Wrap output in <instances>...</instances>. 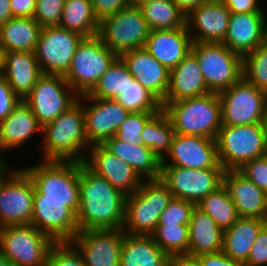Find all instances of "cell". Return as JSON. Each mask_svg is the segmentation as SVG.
<instances>
[{"mask_svg":"<svg viewBox=\"0 0 267 266\" xmlns=\"http://www.w3.org/2000/svg\"><path fill=\"white\" fill-rule=\"evenodd\" d=\"M78 230L122 229L126 196L80 162Z\"/></svg>","mask_w":267,"mask_h":266,"instance_id":"cell-1","label":"cell"},{"mask_svg":"<svg viewBox=\"0 0 267 266\" xmlns=\"http://www.w3.org/2000/svg\"><path fill=\"white\" fill-rule=\"evenodd\" d=\"M43 159L84 162L90 145L85 134L83 104L78 99L42 129ZM84 149V150H83ZM84 151V152H83Z\"/></svg>","mask_w":267,"mask_h":266,"instance_id":"cell-2","label":"cell"},{"mask_svg":"<svg viewBox=\"0 0 267 266\" xmlns=\"http://www.w3.org/2000/svg\"><path fill=\"white\" fill-rule=\"evenodd\" d=\"M162 105L176 134L216 140L222 127L221 102L216 92L180 101H165Z\"/></svg>","mask_w":267,"mask_h":266,"instance_id":"cell-3","label":"cell"},{"mask_svg":"<svg viewBox=\"0 0 267 266\" xmlns=\"http://www.w3.org/2000/svg\"><path fill=\"white\" fill-rule=\"evenodd\" d=\"M22 169L34 184L33 200H69V209L76 215L80 204V162L42 160Z\"/></svg>","mask_w":267,"mask_h":266,"instance_id":"cell-4","label":"cell"},{"mask_svg":"<svg viewBox=\"0 0 267 266\" xmlns=\"http://www.w3.org/2000/svg\"><path fill=\"white\" fill-rule=\"evenodd\" d=\"M172 198L161 179L143 180L137 191L126 196L122 230L130 235H151Z\"/></svg>","mask_w":267,"mask_h":266,"instance_id":"cell-5","label":"cell"},{"mask_svg":"<svg viewBox=\"0 0 267 266\" xmlns=\"http://www.w3.org/2000/svg\"><path fill=\"white\" fill-rule=\"evenodd\" d=\"M118 57L98 35L84 37L64 78L79 96L89 94Z\"/></svg>","mask_w":267,"mask_h":266,"instance_id":"cell-6","label":"cell"},{"mask_svg":"<svg viewBox=\"0 0 267 266\" xmlns=\"http://www.w3.org/2000/svg\"><path fill=\"white\" fill-rule=\"evenodd\" d=\"M216 143L219 162L225 171L238 170L244 163L261 158L267 152L262 123L222 125Z\"/></svg>","mask_w":267,"mask_h":266,"instance_id":"cell-7","label":"cell"},{"mask_svg":"<svg viewBox=\"0 0 267 266\" xmlns=\"http://www.w3.org/2000/svg\"><path fill=\"white\" fill-rule=\"evenodd\" d=\"M53 243L31 224L0 227V253L14 266H46Z\"/></svg>","mask_w":267,"mask_h":266,"instance_id":"cell-8","label":"cell"},{"mask_svg":"<svg viewBox=\"0 0 267 266\" xmlns=\"http://www.w3.org/2000/svg\"><path fill=\"white\" fill-rule=\"evenodd\" d=\"M150 29L138 5H129L99 22L98 36L118 56L143 48Z\"/></svg>","mask_w":267,"mask_h":266,"instance_id":"cell-9","label":"cell"},{"mask_svg":"<svg viewBox=\"0 0 267 266\" xmlns=\"http://www.w3.org/2000/svg\"><path fill=\"white\" fill-rule=\"evenodd\" d=\"M211 92L230 88L243 76L242 57L223 43L192 42L191 50Z\"/></svg>","mask_w":267,"mask_h":266,"instance_id":"cell-10","label":"cell"},{"mask_svg":"<svg viewBox=\"0 0 267 266\" xmlns=\"http://www.w3.org/2000/svg\"><path fill=\"white\" fill-rule=\"evenodd\" d=\"M221 102L222 125L262 123L267 93L243 76L230 88L217 93Z\"/></svg>","mask_w":267,"mask_h":266,"instance_id":"cell-11","label":"cell"},{"mask_svg":"<svg viewBox=\"0 0 267 266\" xmlns=\"http://www.w3.org/2000/svg\"><path fill=\"white\" fill-rule=\"evenodd\" d=\"M78 98L64 76L42 74L23 101L44 126L71 107Z\"/></svg>","mask_w":267,"mask_h":266,"instance_id":"cell-12","label":"cell"},{"mask_svg":"<svg viewBox=\"0 0 267 266\" xmlns=\"http://www.w3.org/2000/svg\"><path fill=\"white\" fill-rule=\"evenodd\" d=\"M83 38L60 26L41 28L34 54L42 74L64 76Z\"/></svg>","mask_w":267,"mask_h":266,"instance_id":"cell-13","label":"cell"},{"mask_svg":"<svg viewBox=\"0 0 267 266\" xmlns=\"http://www.w3.org/2000/svg\"><path fill=\"white\" fill-rule=\"evenodd\" d=\"M224 169H189L180 166H162L160 179L174 198L197 205L208 194L222 185Z\"/></svg>","mask_w":267,"mask_h":266,"instance_id":"cell-14","label":"cell"},{"mask_svg":"<svg viewBox=\"0 0 267 266\" xmlns=\"http://www.w3.org/2000/svg\"><path fill=\"white\" fill-rule=\"evenodd\" d=\"M34 194L28 174L14 169L0 187V227L31 224Z\"/></svg>","mask_w":267,"mask_h":266,"instance_id":"cell-15","label":"cell"},{"mask_svg":"<svg viewBox=\"0 0 267 266\" xmlns=\"http://www.w3.org/2000/svg\"><path fill=\"white\" fill-rule=\"evenodd\" d=\"M78 99L83 104L85 134L90 146L103 144L112 138L120 124L130 114L114 99H100L89 94L81 95Z\"/></svg>","mask_w":267,"mask_h":266,"instance_id":"cell-16","label":"cell"},{"mask_svg":"<svg viewBox=\"0 0 267 266\" xmlns=\"http://www.w3.org/2000/svg\"><path fill=\"white\" fill-rule=\"evenodd\" d=\"M162 166H180L195 170L224 169L219 162L216 140L176 133L170 151L162 160Z\"/></svg>","mask_w":267,"mask_h":266,"instance_id":"cell-17","label":"cell"},{"mask_svg":"<svg viewBox=\"0 0 267 266\" xmlns=\"http://www.w3.org/2000/svg\"><path fill=\"white\" fill-rule=\"evenodd\" d=\"M122 229L78 231L71 242L82 254L85 266H120Z\"/></svg>","mask_w":267,"mask_h":266,"instance_id":"cell-18","label":"cell"},{"mask_svg":"<svg viewBox=\"0 0 267 266\" xmlns=\"http://www.w3.org/2000/svg\"><path fill=\"white\" fill-rule=\"evenodd\" d=\"M31 225L54 242L71 241L79 231L69 200H33Z\"/></svg>","mask_w":267,"mask_h":266,"instance_id":"cell-19","label":"cell"},{"mask_svg":"<svg viewBox=\"0 0 267 266\" xmlns=\"http://www.w3.org/2000/svg\"><path fill=\"white\" fill-rule=\"evenodd\" d=\"M84 164L95 174L104 177L116 190L125 196L138 190L143 181L133 168L112 154L102 144L91 145Z\"/></svg>","mask_w":267,"mask_h":266,"instance_id":"cell-20","label":"cell"},{"mask_svg":"<svg viewBox=\"0 0 267 266\" xmlns=\"http://www.w3.org/2000/svg\"><path fill=\"white\" fill-rule=\"evenodd\" d=\"M231 12L222 0H208L186 16V26L192 42L222 43Z\"/></svg>","mask_w":267,"mask_h":266,"instance_id":"cell-21","label":"cell"},{"mask_svg":"<svg viewBox=\"0 0 267 266\" xmlns=\"http://www.w3.org/2000/svg\"><path fill=\"white\" fill-rule=\"evenodd\" d=\"M222 185L234 202L239 218L267 220V193L237 170L224 171Z\"/></svg>","mask_w":267,"mask_h":266,"instance_id":"cell-22","label":"cell"},{"mask_svg":"<svg viewBox=\"0 0 267 266\" xmlns=\"http://www.w3.org/2000/svg\"><path fill=\"white\" fill-rule=\"evenodd\" d=\"M119 57L126 64L133 78L163 104L169 87L170 71L144 48L129 50Z\"/></svg>","mask_w":267,"mask_h":266,"instance_id":"cell-23","label":"cell"},{"mask_svg":"<svg viewBox=\"0 0 267 266\" xmlns=\"http://www.w3.org/2000/svg\"><path fill=\"white\" fill-rule=\"evenodd\" d=\"M191 35L187 27L173 30H150L144 49L169 71L190 52Z\"/></svg>","mask_w":267,"mask_h":266,"instance_id":"cell-24","label":"cell"},{"mask_svg":"<svg viewBox=\"0 0 267 266\" xmlns=\"http://www.w3.org/2000/svg\"><path fill=\"white\" fill-rule=\"evenodd\" d=\"M265 12L231 14L223 44L242 58L256 49L262 41Z\"/></svg>","mask_w":267,"mask_h":266,"instance_id":"cell-25","label":"cell"},{"mask_svg":"<svg viewBox=\"0 0 267 266\" xmlns=\"http://www.w3.org/2000/svg\"><path fill=\"white\" fill-rule=\"evenodd\" d=\"M209 92L211 91L205 83L196 56L190 51L175 68L170 70L165 101H180Z\"/></svg>","mask_w":267,"mask_h":266,"instance_id":"cell-26","label":"cell"},{"mask_svg":"<svg viewBox=\"0 0 267 266\" xmlns=\"http://www.w3.org/2000/svg\"><path fill=\"white\" fill-rule=\"evenodd\" d=\"M42 129L32 110L21 100L11 114L0 122V152L21 147L37 132L42 134Z\"/></svg>","mask_w":267,"mask_h":266,"instance_id":"cell-27","label":"cell"},{"mask_svg":"<svg viewBox=\"0 0 267 266\" xmlns=\"http://www.w3.org/2000/svg\"><path fill=\"white\" fill-rule=\"evenodd\" d=\"M2 75L14 93L21 100H24L42 72L34 52L8 51L4 52Z\"/></svg>","mask_w":267,"mask_h":266,"instance_id":"cell-28","label":"cell"},{"mask_svg":"<svg viewBox=\"0 0 267 266\" xmlns=\"http://www.w3.org/2000/svg\"><path fill=\"white\" fill-rule=\"evenodd\" d=\"M102 145L130 165L142 180L160 179L162 161L143 144H128L113 136Z\"/></svg>","mask_w":267,"mask_h":266,"instance_id":"cell-29","label":"cell"},{"mask_svg":"<svg viewBox=\"0 0 267 266\" xmlns=\"http://www.w3.org/2000/svg\"><path fill=\"white\" fill-rule=\"evenodd\" d=\"M188 236L189 250L186 255L196 257L201 254L222 251L223 230L206 212L197 206L191 214Z\"/></svg>","mask_w":267,"mask_h":266,"instance_id":"cell-30","label":"cell"},{"mask_svg":"<svg viewBox=\"0 0 267 266\" xmlns=\"http://www.w3.org/2000/svg\"><path fill=\"white\" fill-rule=\"evenodd\" d=\"M170 256L151 235L125 233L120 251V266H169Z\"/></svg>","mask_w":267,"mask_h":266,"instance_id":"cell-31","label":"cell"},{"mask_svg":"<svg viewBox=\"0 0 267 266\" xmlns=\"http://www.w3.org/2000/svg\"><path fill=\"white\" fill-rule=\"evenodd\" d=\"M267 220L239 218L230 228L223 231L222 252L233 260L244 264L250 249Z\"/></svg>","mask_w":267,"mask_h":266,"instance_id":"cell-32","label":"cell"},{"mask_svg":"<svg viewBox=\"0 0 267 266\" xmlns=\"http://www.w3.org/2000/svg\"><path fill=\"white\" fill-rule=\"evenodd\" d=\"M40 24L33 17H13L0 25V48L3 52H34Z\"/></svg>","mask_w":267,"mask_h":266,"instance_id":"cell-33","label":"cell"},{"mask_svg":"<svg viewBox=\"0 0 267 266\" xmlns=\"http://www.w3.org/2000/svg\"><path fill=\"white\" fill-rule=\"evenodd\" d=\"M59 26L83 37L98 35L99 20L94 15L91 0H65Z\"/></svg>","mask_w":267,"mask_h":266,"instance_id":"cell-34","label":"cell"},{"mask_svg":"<svg viewBox=\"0 0 267 266\" xmlns=\"http://www.w3.org/2000/svg\"><path fill=\"white\" fill-rule=\"evenodd\" d=\"M150 30H173L186 26V15L173 0H146L138 5Z\"/></svg>","mask_w":267,"mask_h":266,"instance_id":"cell-35","label":"cell"},{"mask_svg":"<svg viewBox=\"0 0 267 266\" xmlns=\"http://www.w3.org/2000/svg\"><path fill=\"white\" fill-rule=\"evenodd\" d=\"M174 134L173 124L162 108L146 121L141 133L142 144L162 161L170 151Z\"/></svg>","mask_w":267,"mask_h":266,"instance_id":"cell-36","label":"cell"},{"mask_svg":"<svg viewBox=\"0 0 267 266\" xmlns=\"http://www.w3.org/2000/svg\"><path fill=\"white\" fill-rule=\"evenodd\" d=\"M196 206L206 212L223 231L239 219L236 206L223 185L208 194Z\"/></svg>","mask_w":267,"mask_h":266,"instance_id":"cell-37","label":"cell"},{"mask_svg":"<svg viewBox=\"0 0 267 266\" xmlns=\"http://www.w3.org/2000/svg\"><path fill=\"white\" fill-rule=\"evenodd\" d=\"M129 112H158L162 102L136 79L127 78V85L115 98Z\"/></svg>","mask_w":267,"mask_h":266,"instance_id":"cell-38","label":"cell"},{"mask_svg":"<svg viewBox=\"0 0 267 266\" xmlns=\"http://www.w3.org/2000/svg\"><path fill=\"white\" fill-rule=\"evenodd\" d=\"M189 224H157L151 237L169 256L187 254Z\"/></svg>","mask_w":267,"mask_h":266,"instance_id":"cell-39","label":"cell"},{"mask_svg":"<svg viewBox=\"0 0 267 266\" xmlns=\"http://www.w3.org/2000/svg\"><path fill=\"white\" fill-rule=\"evenodd\" d=\"M127 78H133L123 60L118 57L99 79L89 93L91 97L114 99L127 85Z\"/></svg>","mask_w":267,"mask_h":266,"instance_id":"cell-40","label":"cell"},{"mask_svg":"<svg viewBox=\"0 0 267 266\" xmlns=\"http://www.w3.org/2000/svg\"><path fill=\"white\" fill-rule=\"evenodd\" d=\"M243 77L267 93V47L260 44L242 58Z\"/></svg>","mask_w":267,"mask_h":266,"instance_id":"cell-41","label":"cell"},{"mask_svg":"<svg viewBox=\"0 0 267 266\" xmlns=\"http://www.w3.org/2000/svg\"><path fill=\"white\" fill-rule=\"evenodd\" d=\"M156 112H130L120 124L114 137L128 144H142V130L146 121Z\"/></svg>","mask_w":267,"mask_h":266,"instance_id":"cell-42","label":"cell"},{"mask_svg":"<svg viewBox=\"0 0 267 266\" xmlns=\"http://www.w3.org/2000/svg\"><path fill=\"white\" fill-rule=\"evenodd\" d=\"M46 266H85L82 254L71 241L54 242Z\"/></svg>","mask_w":267,"mask_h":266,"instance_id":"cell-43","label":"cell"},{"mask_svg":"<svg viewBox=\"0 0 267 266\" xmlns=\"http://www.w3.org/2000/svg\"><path fill=\"white\" fill-rule=\"evenodd\" d=\"M65 0H37L33 18L41 28L59 26Z\"/></svg>","mask_w":267,"mask_h":266,"instance_id":"cell-44","label":"cell"},{"mask_svg":"<svg viewBox=\"0 0 267 266\" xmlns=\"http://www.w3.org/2000/svg\"><path fill=\"white\" fill-rule=\"evenodd\" d=\"M195 206L187 200L173 197L161 213L158 224H189Z\"/></svg>","mask_w":267,"mask_h":266,"instance_id":"cell-45","label":"cell"},{"mask_svg":"<svg viewBox=\"0 0 267 266\" xmlns=\"http://www.w3.org/2000/svg\"><path fill=\"white\" fill-rule=\"evenodd\" d=\"M237 171L267 193V160L264 157L244 163Z\"/></svg>","mask_w":267,"mask_h":266,"instance_id":"cell-46","label":"cell"},{"mask_svg":"<svg viewBox=\"0 0 267 266\" xmlns=\"http://www.w3.org/2000/svg\"><path fill=\"white\" fill-rule=\"evenodd\" d=\"M267 265V223L261 228L243 266Z\"/></svg>","mask_w":267,"mask_h":266,"instance_id":"cell-47","label":"cell"},{"mask_svg":"<svg viewBox=\"0 0 267 266\" xmlns=\"http://www.w3.org/2000/svg\"><path fill=\"white\" fill-rule=\"evenodd\" d=\"M21 102L14 93L6 78L0 76V122L7 118L13 109Z\"/></svg>","mask_w":267,"mask_h":266,"instance_id":"cell-48","label":"cell"},{"mask_svg":"<svg viewBox=\"0 0 267 266\" xmlns=\"http://www.w3.org/2000/svg\"><path fill=\"white\" fill-rule=\"evenodd\" d=\"M91 2L94 15L99 22L131 5L129 0H91Z\"/></svg>","mask_w":267,"mask_h":266,"instance_id":"cell-49","label":"cell"},{"mask_svg":"<svg viewBox=\"0 0 267 266\" xmlns=\"http://www.w3.org/2000/svg\"><path fill=\"white\" fill-rule=\"evenodd\" d=\"M201 266H243L239 261L225 255L222 251L217 253L201 254L196 256Z\"/></svg>","mask_w":267,"mask_h":266,"instance_id":"cell-50","label":"cell"},{"mask_svg":"<svg viewBox=\"0 0 267 266\" xmlns=\"http://www.w3.org/2000/svg\"><path fill=\"white\" fill-rule=\"evenodd\" d=\"M231 14L234 13H250L264 12L265 9L259 6L260 0H222Z\"/></svg>","mask_w":267,"mask_h":266,"instance_id":"cell-51","label":"cell"},{"mask_svg":"<svg viewBox=\"0 0 267 266\" xmlns=\"http://www.w3.org/2000/svg\"><path fill=\"white\" fill-rule=\"evenodd\" d=\"M37 0H10L13 17H33Z\"/></svg>","mask_w":267,"mask_h":266,"instance_id":"cell-52","label":"cell"},{"mask_svg":"<svg viewBox=\"0 0 267 266\" xmlns=\"http://www.w3.org/2000/svg\"><path fill=\"white\" fill-rule=\"evenodd\" d=\"M169 266H201V264L197 257L183 254L170 256Z\"/></svg>","mask_w":267,"mask_h":266,"instance_id":"cell-53","label":"cell"},{"mask_svg":"<svg viewBox=\"0 0 267 266\" xmlns=\"http://www.w3.org/2000/svg\"><path fill=\"white\" fill-rule=\"evenodd\" d=\"M180 10L187 16L192 10L208 0H173Z\"/></svg>","mask_w":267,"mask_h":266,"instance_id":"cell-54","label":"cell"},{"mask_svg":"<svg viewBox=\"0 0 267 266\" xmlns=\"http://www.w3.org/2000/svg\"><path fill=\"white\" fill-rule=\"evenodd\" d=\"M13 18L10 0H0V25Z\"/></svg>","mask_w":267,"mask_h":266,"instance_id":"cell-55","label":"cell"},{"mask_svg":"<svg viewBox=\"0 0 267 266\" xmlns=\"http://www.w3.org/2000/svg\"><path fill=\"white\" fill-rule=\"evenodd\" d=\"M8 166L9 165L5 159L0 163V187L7 179V177L14 171L13 169H10L11 167Z\"/></svg>","mask_w":267,"mask_h":266,"instance_id":"cell-56","label":"cell"},{"mask_svg":"<svg viewBox=\"0 0 267 266\" xmlns=\"http://www.w3.org/2000/svg\"><path fill=\"white\" fill-rule=\"evenodd\" d=\"M266 17H267V15L264 17L263 25H262V41H261V44L267 47V18Z\"/></svg>","mask_w":267,"mask_h":266,"instance_id":"cell-57","label":"cell"},{"mask_svg":"<svg viewBox=\"0 0 267 266\" xmlns=\"http://www.w3.org/2000/svg\"><path fill=\"white\" fill-rule=\"evenodd\" d=\"M262 125H263V129H264V132H265V135L267 138V103H266V107H265V111H264Z\"/></svg>","mask_w":267,"mask_h":266,"instance_id":"cell-58","label":"cell"},{"mask_svg":"<svg viewBox=\"0 0 267 266\" xmlns=\"http://www.w3.org/2000/svg\"><path fill=\"white\" fill-rule=\"evenodd\" d=\"M0 266H14V265L0 253Z\"/></svg>","mask_w":267,"mask_h":266,"instance_id":"cell-59","label":"cell"},{"mask_svg":"<svg viewBox=\"0 0 267 266\" xmlns=\"http://www.w3.org/2000/svg\"><path fill=\"white\" fill-rule=\"evenodd\" d=\"M3 66H4V52L0 48V76L3 74Z\"/></svg>","mask_w":267,"mask_h":266,"instance_id":"cell-60","label":"cell"},{"mask_svg":"<svg viewBox=\"0 0 267 266\" xmlns=\"http://www.w3.org/2000/svg\"><path fill=\"white\" fill-rule=\"evenodd\" d=\"M143 1H146V0H129L131 5H139Z\"/></svg>","mask_w":267,"mask_h":266,"instance_id":"cell-61","label":"cell"},{"mask_svg":"<svg viewBox=\"0 0 267 266\" xmlns=\"http://www.w3.org/2000/svg\"><path fill=\"white\" fill-rule=\"evenodd\" d=\"M1 154V153H0ZM4 160V157H1L0 155V163Z\"/></svg>","mask_w":267,"mask_h":266,"instance_id":"cell-62","label":"cell"},{"mask_svg":"<svg viewBox=\"0 0 267 266\" xmlns=\"http://www.w3.org/2000/svg\"><path fill=\"white\" fill-rule=\"evenodd\" d=\"M263 157L267 160V152H266V154Z\"/></svg>","mask_w":267,"mask_h":266,"instance_id":"cell-63","label":"cell"}]
</instances>
